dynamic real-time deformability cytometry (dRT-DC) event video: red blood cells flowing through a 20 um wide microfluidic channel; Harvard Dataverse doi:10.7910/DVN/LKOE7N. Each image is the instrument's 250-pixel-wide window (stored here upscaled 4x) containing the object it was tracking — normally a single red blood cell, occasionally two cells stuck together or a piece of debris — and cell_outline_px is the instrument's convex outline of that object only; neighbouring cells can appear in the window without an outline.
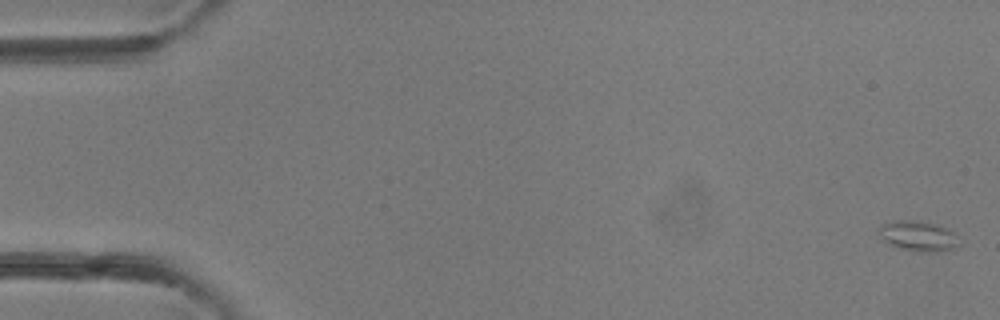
{"species": "common noctule bat (a hibernating species)", "species_latin": "Nyctalus noctula", "temperature_condition": "room temperature", "stored_images_in_passage": 41, "camera_frame_rate_fps": 3000, "um_per_image_px": 0.085, "animal": {"sex": "female"}, "frame": {"image": 1, "passage_image": 1, "time_ms": 0.0, "image_size_px": [1000, 320], "cell_outline_px": [[960, 244], [956, 248], [936, 252], [920, 252], [900, 248], [888, 244], [884, 240], [880, 232], [880, 228], [884, 224], [892, 220], [908, 220], [932, 224], [944, 228], [952, 232]], "centroid_in_image_um": [78.05, 20.09], "position_along_channel_um": 7.0, "area_um2": 13.7}}
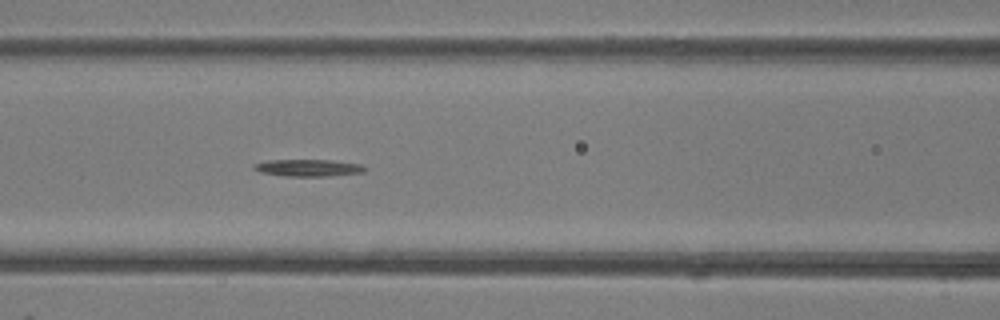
{"frame": {"image": 2, "passage_image": 18, "time_ms": 5.667, "image_size_px": [1000, 320], "cell_outline_px": [[368, 168], [364, 172], [328, 176], [284, 176], [260, 172], [252, 168], [252, 164], [268, 160], [332, 160], [360, 164]], "centroid_in_image_um": [26.19, 14.26], "position_along_channel_um": 140.4, "area_um2": 11.04}}
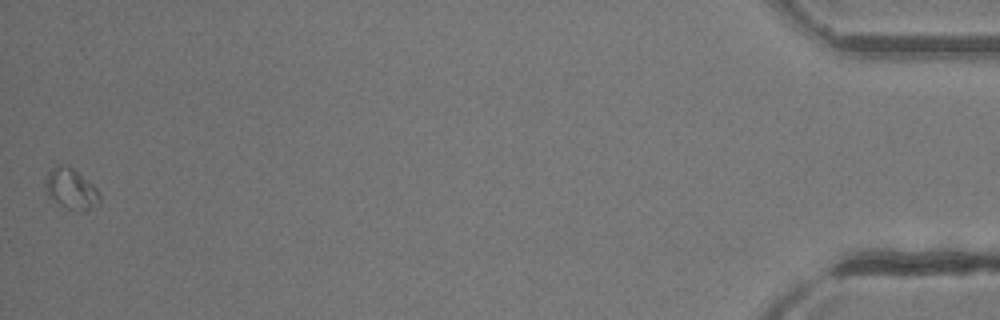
{"frame": {"image": 3, "passage_image": 41, "time_ms": 13.333, "image_size_px": [1000, 320], "cell_outline_px": [[100, 204], [84, 212], [64, 208], [48, 196], [44, 188], [44, 180], [48, 172], [56, 164], [68, 164], [92, 184], [96, 188], [100, 196]], "centroid_in_image_um": [6.01, 16.06], "position_along_channel_um": 429.2, "area_um2": 13.18}}